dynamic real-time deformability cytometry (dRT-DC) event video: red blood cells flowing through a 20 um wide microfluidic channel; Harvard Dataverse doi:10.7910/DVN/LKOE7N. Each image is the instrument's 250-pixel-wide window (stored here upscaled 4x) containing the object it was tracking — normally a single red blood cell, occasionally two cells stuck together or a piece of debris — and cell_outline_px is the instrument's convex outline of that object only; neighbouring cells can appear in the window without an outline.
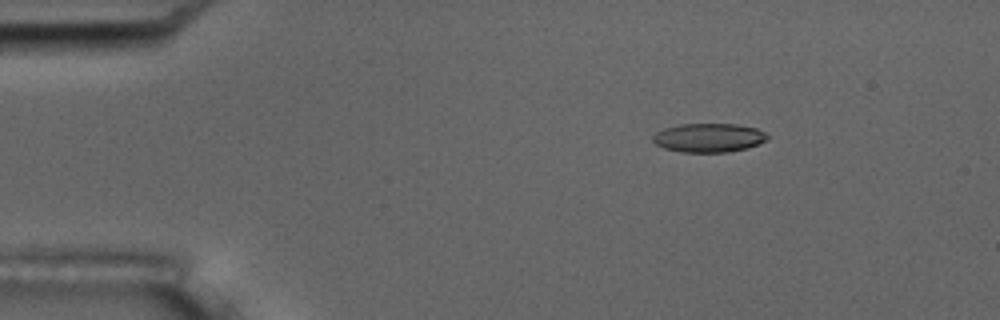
{"species": "common noctule bat (a hibernating species)", "species_latin": "Nyctalus noctula", "temperature_condition": "room temperature", "stored_images_in_passage": 4, "camera_frame_rate_fps": 3000, "um_per_image_px": 0.085, "animal": {"sex": "male", "body_mass_g": 17.5, "forearm_length_mm": 52.3}, "frame": {"image": 1, "passage_image": 1, "time_ms": 0.0, "image_size_px": [1000, 320], "cell_outline_px": [[768, 140], [748, 148], [728, 152], [680, 152], [664, 148], [656, 144], [652, 140], [652, 136], [656, 132], [664, 128], [680, 124], [736, 124], [756, 128], [764, 132], [768, 136]], "centroid_in_image_um": [60.24, 11.71], "position_along_channel_um": 24.8, "area_um2": 19.36}}